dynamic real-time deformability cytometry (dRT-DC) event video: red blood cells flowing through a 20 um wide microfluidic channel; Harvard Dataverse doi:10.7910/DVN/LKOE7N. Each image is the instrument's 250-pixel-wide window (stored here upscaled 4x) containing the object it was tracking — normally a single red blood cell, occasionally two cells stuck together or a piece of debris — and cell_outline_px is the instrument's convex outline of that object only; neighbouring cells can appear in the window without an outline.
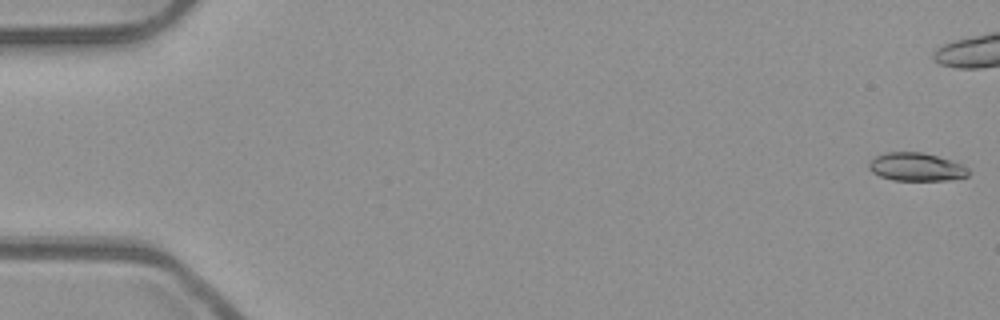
{"species": "common noctule bat (a hibernating species)", "species_latin": "Nyctalus noctula", "temperature_condition": "room temperature", "stored_images_in_passage": 11, "camera_frame_rate_fps": 3000, "um_per_image_px": 0.085, "animal": {"sex": "male", "body_mass_g": 23.1, "forearm_length_mm": 52.7}, "frame": {"image": 1, "passage_image": 1, "time_ms": 0.0, "image_size_px": [1000, 320], "cell_outline_px": [[968, 176], [948, 180], [892, 180], [880, 176], [872, 172], [868, 168], [868, 164], [876, 156], [884, 152], [924, 152], [960, 164], [968, 168]], "centroid_in_image_um": [77.84, 14.19], "position_along_channel_um": 7.2, "area_um2": 16.18}}